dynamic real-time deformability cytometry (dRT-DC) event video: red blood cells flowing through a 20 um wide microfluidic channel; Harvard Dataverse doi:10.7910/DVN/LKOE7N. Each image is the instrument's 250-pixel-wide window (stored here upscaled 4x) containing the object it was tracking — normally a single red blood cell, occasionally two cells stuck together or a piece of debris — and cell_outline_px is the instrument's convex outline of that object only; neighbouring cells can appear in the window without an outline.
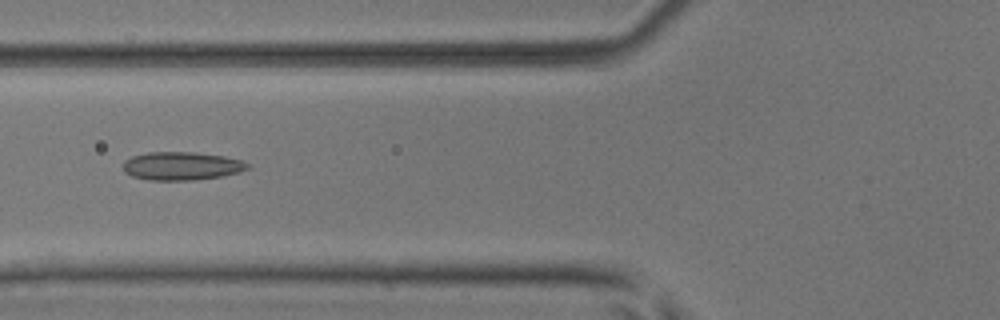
{"species": "common noctule bat (a hibernating species)", "species_latin": "Nyctalus noctula", "temperature_condition": "room temperature", "stored_images_in_passage": 50, "camera_frame_rate_fps": 3000, "um_per_image_px": 0.085, "animal": {"sex": "male", "body_mass_g": 17.9, "forearm_length_mm": 54.2}, "frame": {"image": 1, "passage_image": 20, "time_ms": 6.333, "image_size_px": [1000, 320], "cell_outline_px": [[252, 168], [240, 172], [220, 176], [196, 180], [148, 180], [132, 176], [124, 172], [124, 160], [132, 156], [148, 152], [196, 152], [224, 156], [240, 160], [248, 164]], "centroid_in_image_um": [15.44, 14.11], "position_along_channel_um": 110.4, "area_um2": 20.58}}
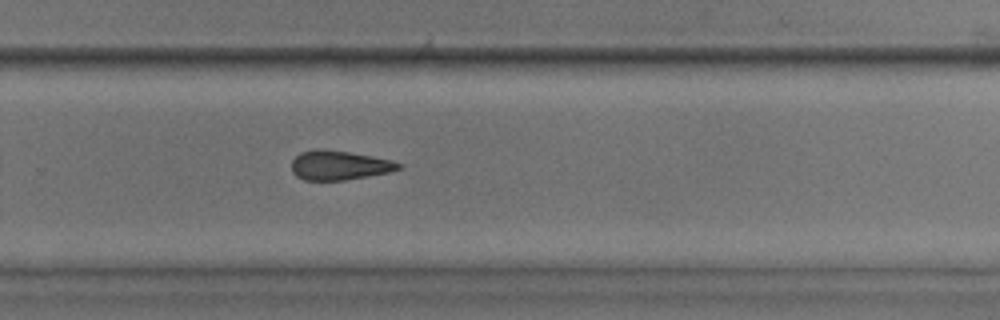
{"frame": {"image": 2, "passage_image": 34, "time_ms": 11.0, "image_size_px": [1000, 320], "cell_outline_px": [[404, 168], [388, 172], [344, 180], [304, 180], [296, 176], [292, 172], [292, 160], [300, 152], [316, 148], [324, 148], [372, 156], [392, 160], [404, 164]], "centroid_in_image_um": [28.84, 14.03], "position_along_channel_um": 301.0, "area_um2": 18.44}}
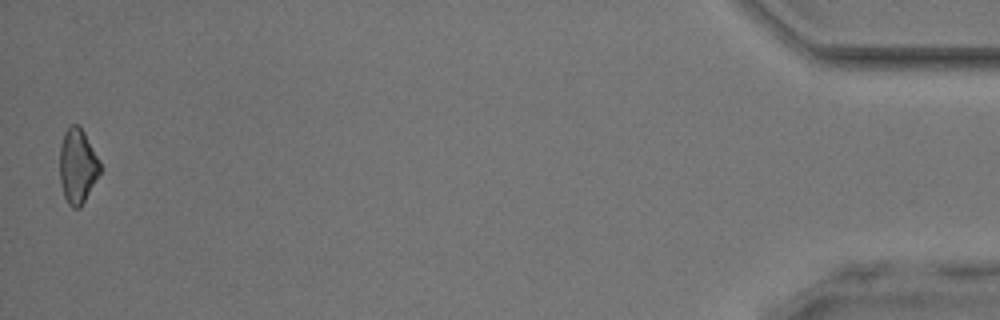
{"frame": {"image": 3, "passage_image": 50, "time_ms": 16.333, "image_size_px": [1000, 320], "cell_outline_px": [[100, 172], [80, 208], [72, 208], [68, 204], [64, 196], [60, 184], [60, 144], [64, 132], [72, 124], [76, 124], [84, 132], [100, 160]], "centroid_in_image_um": [6.58, 14.12], "position_along_channel_um": 428.6, "area_um2": 17.46}, "authors_computed_cell_mechanics": {"area_um2": 19.074, "velocity_mm_per_s": 4.095, "shape_relaxation_time_tau1_ms": null, "shape_relaxation_time_tau2_ms": 4.7086, "deformation_change_tau1": null, "deformation_change_tau2": 0.1399}}